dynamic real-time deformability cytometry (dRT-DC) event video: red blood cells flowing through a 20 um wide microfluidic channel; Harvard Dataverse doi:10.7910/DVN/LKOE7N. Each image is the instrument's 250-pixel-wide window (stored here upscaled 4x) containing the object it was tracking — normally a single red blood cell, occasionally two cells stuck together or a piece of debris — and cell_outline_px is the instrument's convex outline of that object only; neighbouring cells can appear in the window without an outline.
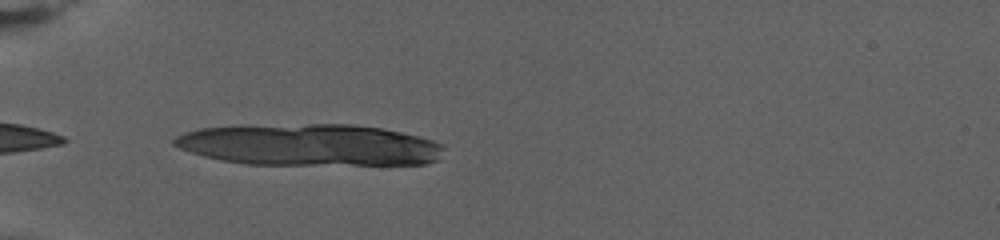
{"species": "human", "species_latin": "Homo sapiens", "temperature_condition": "warm", "stored_images_in_passage": 5, "camera_frame_rate_fps": 3000, "um_per_image_px": 0.085, "donor": {"sex": "female"}, "frame": {"image": 1, "passage_image": 1, "time_ms": 0.0, "image_size_px": [1000, 240], "cell_outline_px": [[444, 148], [436, 160], [424, 164], [248, 164], [220, 160], [204, 156], [180, 148], [172, 144], [172, 140], [176, 136], [184, 132], [200, 128], [236, 124], [352, 124], [380, 128], [420, 136], [444, 144]], "centroid_in_image_um": [26.24, 12.29], "position_along_channel_um": 58.8, "area_um2": 65.95}}